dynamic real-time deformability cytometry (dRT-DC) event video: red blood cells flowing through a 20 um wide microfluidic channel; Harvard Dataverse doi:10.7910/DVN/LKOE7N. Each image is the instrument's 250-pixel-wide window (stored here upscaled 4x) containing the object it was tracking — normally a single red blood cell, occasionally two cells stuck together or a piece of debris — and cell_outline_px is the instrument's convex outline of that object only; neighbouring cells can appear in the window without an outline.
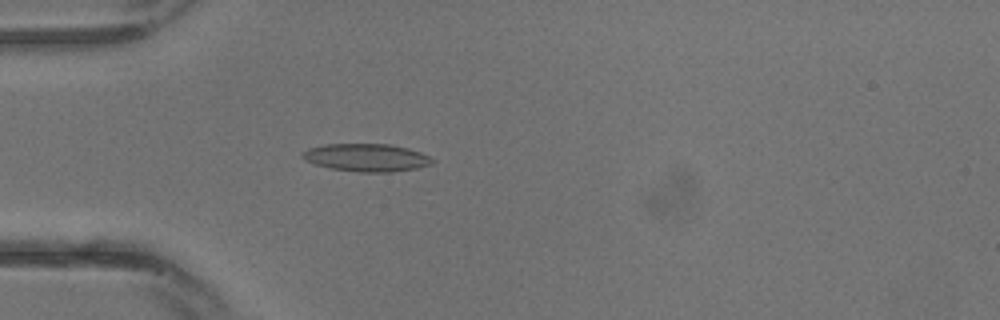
{"species": "common noctule bat (a hibernating species)", "species_latin": "Nyctalus noctula", "temperature_condition": "warm", "stored_images_in_passage": 14, "camera_frame_rate_fps": 3000, "um_per_image_px": 0.085, "animal": {"sex": "male", "body_mass_g": 13.3}, "frame": {"image": 1, "passage_image": 8, "time_ms": 2.333, "image_size_px": [1000, 320], "cell_outline_px": [[436, 160], [432, 164], [416, 168], [392, 172], [360, 172], [332, 168], [316, 164], [304, 160], [300, 156], [300, 152], [308, 148], [324, 144], [388, 144], [408, 148], [420, 152]], "centroid_in_image_um": [31.13, 13.39], "position_along_channel_um": 53.9, "area_um2": 21.04}}
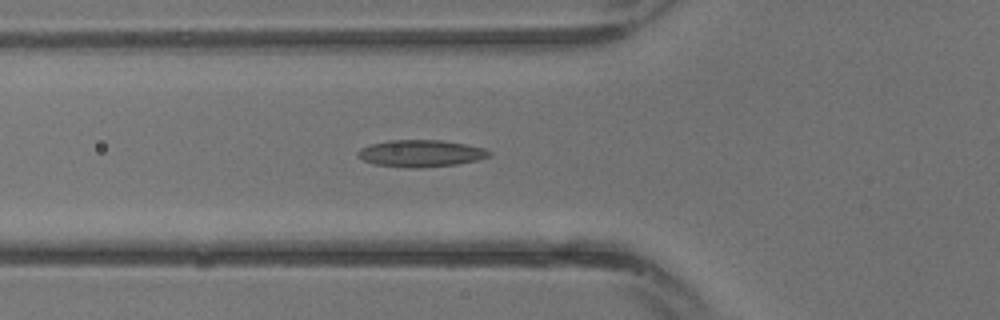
{"frame": {"image": 2, "passage_image": 10, "time_ms": 3.0, "image_size_px": [1000, 320], "cell_outline_px": [[492, 156], [476, 160], [456, 164], [420, 168], [408, 168], [376, 164], [364, 160], [356, 156], [356, 152], [360, 148], [372, 144], [388, 140], [440, 140], [464, 144], [484, 148], [492, 152]], "centroid_in_image_um": [35.76, 13.04], "position_along_channel_um": 90.0, "area_um2": 20.58}}
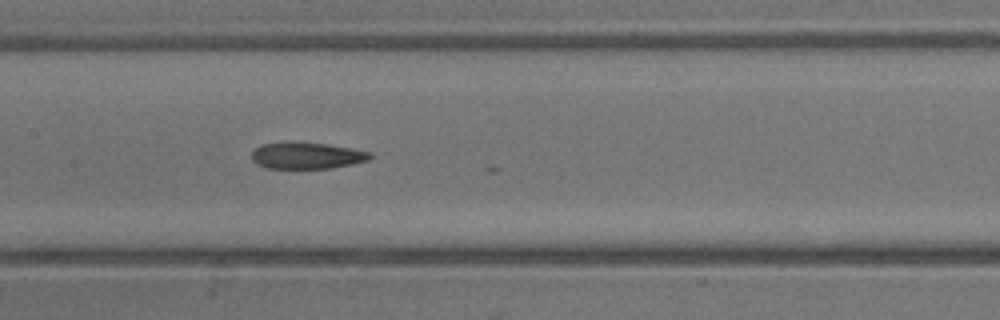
{"frame": {"image": 3, "passage_image": 14, "time_ms": 4.333, "image_size_px": [1000, 320], "cell_outline_px": [[372, 156], [368, 160], [352, 164], [332, 168], [264, 168], [256, 164], [252, 160], [252, 152], [260, 144], [328, 144], [352, 148], [372, 152]], "centroid_in_image_um": [26.11, 13.26], "position_along_channel_um": 181.3, "area_um2": 17.8}}